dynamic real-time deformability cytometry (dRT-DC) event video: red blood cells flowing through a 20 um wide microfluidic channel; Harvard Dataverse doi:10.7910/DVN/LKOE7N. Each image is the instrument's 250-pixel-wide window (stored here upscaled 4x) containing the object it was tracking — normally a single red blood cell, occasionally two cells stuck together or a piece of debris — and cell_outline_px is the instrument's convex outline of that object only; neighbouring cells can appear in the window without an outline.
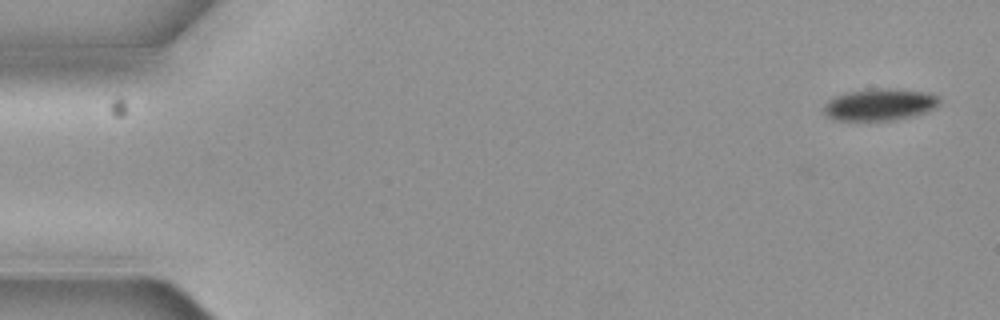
{"species": "common noctule bat (a hibernating species)", "species_latin": "Nyctalus noctula", "temperature_condition": "cold", "stored_images_in_passage": 8, "camera_frame_rate_fps": 3000, "um_per_image_px": 0.085, "animal": {"sex": "female", "body_mass_g": 19.3, "forearm_length_mm": 54.1}, "frame": {"image": 1, "passage_image": 1, "time_ms": 0.0, "image_size_px": [1000, 320], "cell_outline_px": [[940, 104], [924, 112], [912, 116], [892, 120], [832, 120], [824, 116], [824, 104], [828, 100], [844, 92], [876, 88], [888, 88], [928, 92], [940, 96]], "centroid_in_image_um": [74.75, 8.88], "position_along_channel_um": 10.3, "area_um2": 21.62}}